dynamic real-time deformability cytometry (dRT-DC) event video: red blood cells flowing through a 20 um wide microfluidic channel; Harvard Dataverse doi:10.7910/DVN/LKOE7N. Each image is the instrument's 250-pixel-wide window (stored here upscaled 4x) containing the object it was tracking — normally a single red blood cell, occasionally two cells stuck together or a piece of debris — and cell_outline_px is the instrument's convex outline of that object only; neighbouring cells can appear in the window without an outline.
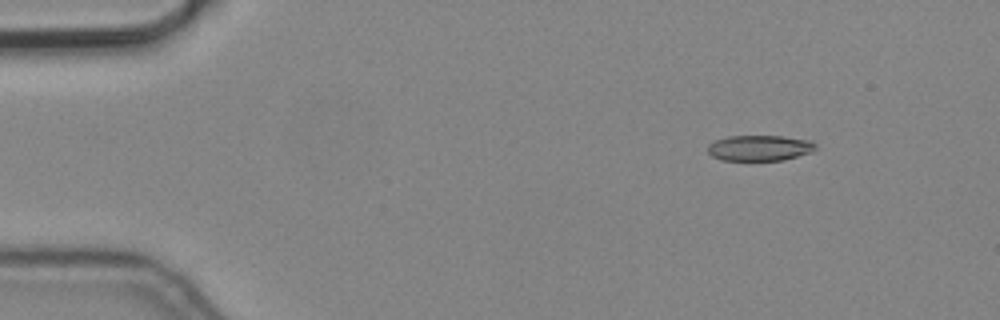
{"species": "common noctule bat (a hibernating species)", "species_latin": "Nyctalus noctula", "temperature_condition": "cold", "stored_images_in_passage": 3, "camera_frame_rate_fps": 3000, "um_per_image_px": 0.085, "animal": {"sex": "male", "body_mass_g": 19.2, "forearm_length_mm": 51.8}, "frame": {"image": 1, "passage_image": 1, "time_ms": 0.0, "image_size_px": [1000, 320], "cell_outline_px": [[816, 148], [812, 152], [784, 160], [724, 160], [712, 156], [708, 152], [708, 144], [716, 140], [728, 136], [784, 136], [812, 140], [816, 144]], "centroid_in_image_um": [64.6, 12.57], "position_along_channel_um": 20.4, "area_um2": 16.18}}
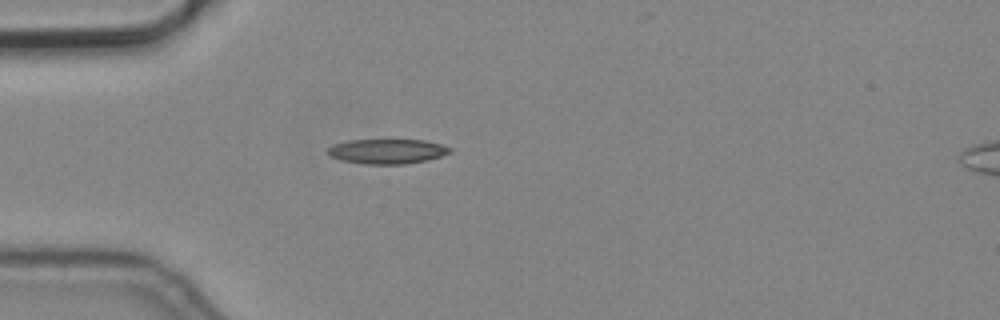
{"frame": {"image": 2, "passage_image": 3, "time_ms": 0.667, "image_size_px": [1000, 320], "cell_outline_px": [[452, 152], [428, 160], [404, 164], [364, 164], [340, 160], [332, 156], [328, 152], [328, 148], [332, 144], [348, 140], [424, 140], [440, 144], [452, 148]], "centroid_in_image_um": [32.91, 12.86], "position_along_channel_um": 52.1, "area_um2": 17.63}}